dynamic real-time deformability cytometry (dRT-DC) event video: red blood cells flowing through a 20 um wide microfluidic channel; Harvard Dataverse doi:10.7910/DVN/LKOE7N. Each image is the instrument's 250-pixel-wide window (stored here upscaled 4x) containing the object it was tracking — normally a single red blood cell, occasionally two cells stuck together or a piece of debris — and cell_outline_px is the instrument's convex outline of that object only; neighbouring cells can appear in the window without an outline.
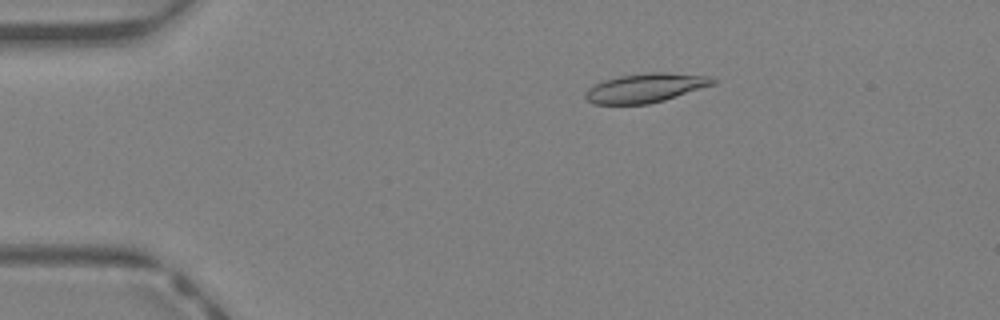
{"species": "Egyptian fruit bat (a non-hibernating species)", "species_latin": "Rousettus aegyptiacus", "temperature_condition": "warm", "stored_images_in_passage": 44, "camera_frame_rate_fps": 3000, "um_per_image_px": 0.085, "animal": {"sex": "female"}, "frame": {"image": 1, "passage_image": 9, "time_ms": 2.667, "image_size_px": [1000, 320], "cell_outline_px": [[716, 84], [664, 100], [648, 104], [592, 104], [584, 96], [584, 92], [588, 88], [604, 80], [620, 76], [648, 72], [668, 72], [712, 76], [716, 80]], "centroid_in_image_um": [54.9, 7.46], "position_along_channel_um": 30.1, "area_um2": 21.73}}
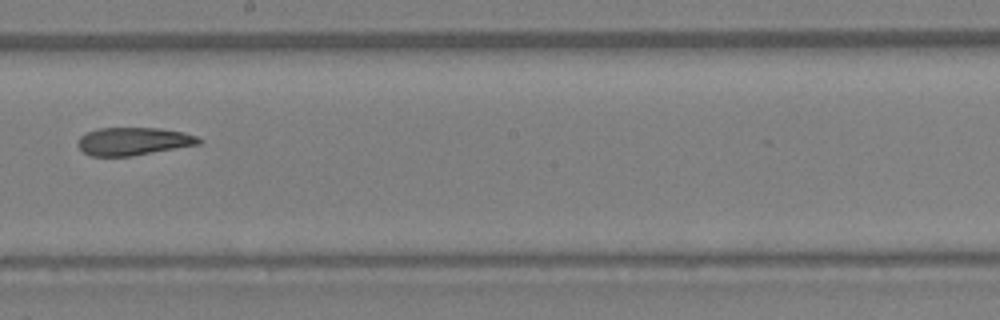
{"frame": {"image": 2, "passage_image": 26, "time_ms": 8.333, "image_size_px": [1000, 320], "cell_outline_px": [[204, 140], [200, 144], [132, 156], [92, 156], [84, 152], [76, 144], [80, 136], [88, 132], [100, 128], [160, 128], [184, 132], [196, 136]], "centroid_in_image_um": [11.36, 12.01], "position_along_channel_um": 236.8, "area_um2": 19.65}}
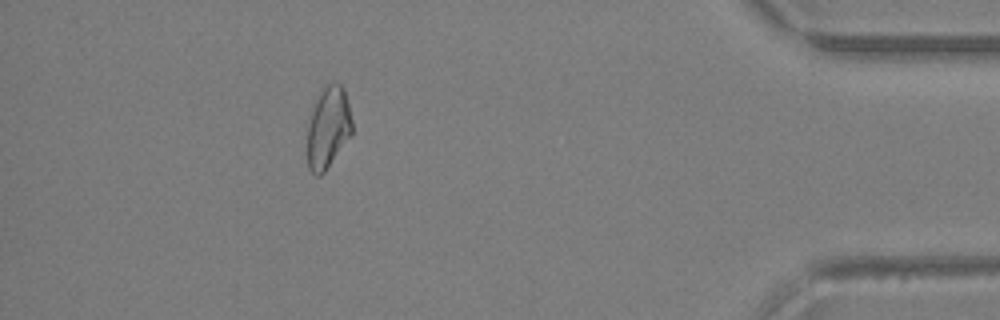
{"frame": {"image": 3, "passage_image": 40, "time_ms": 13.0, "image_size_px": [1000, 320], "cell_outline_px": [[352, 136], [324, 172], [320, 176], [316, 176], [308, 168], [308, 124], [312, 108], [316, 96], [328, 84], [340, 84], [344, 88], [352, 120]], "centroid_in_image_um": [27.9, 10.86], "position_along_channel_um": 407.3, "area_um2": 21.33}, "authors_computed_cell_mechanics": {"area_um2": 21.4438, "velocity_mm_per_s": 4.7218, "shape_relaxation_time_tau1_ms": null, "shape_relaxation_time_tau2_ms": 4.3491, "deformation_change_tau1": null, "deformation_change_tau2": 0.137}}